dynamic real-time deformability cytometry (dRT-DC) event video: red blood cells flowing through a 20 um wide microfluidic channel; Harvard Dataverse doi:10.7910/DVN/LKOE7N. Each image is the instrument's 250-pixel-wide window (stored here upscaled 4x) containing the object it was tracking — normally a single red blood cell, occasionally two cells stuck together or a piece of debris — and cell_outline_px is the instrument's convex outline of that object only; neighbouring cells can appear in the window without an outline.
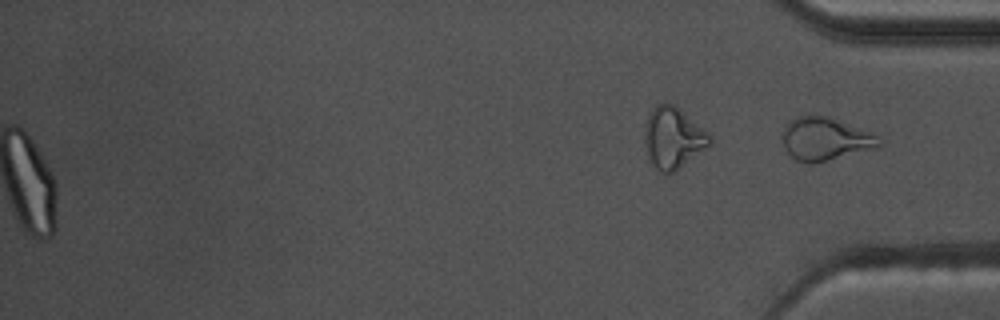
{"species": "common noctule bat (a hibernating species)", "species_latin": "Nyctalus noctula", "temperature_condition": "warm", "stored_images_in_passage": 46, "segment_of_instrument_passage": [2, 2], "camera_frame_rate_fps": 3000, "um_per_image_px": 0.085, "animal": {"sex": "male", "body_mass_g": 17.5, "forearm_length_mm": 52.3}, "frame": {"image": 1, "passage_image": 46, "time_ms": 15.0, "image_size_px": [1000, 320], "cell_outline_px": [[880, 148], [812, 164], [796, 160], [788, 152], [784, 144], [784, 128], [796, 116], [816, 112], [832, 116], [872, 132], [880, 136]], "centroid_in_image_um": [70.22, 11.77], "position_along_channel_um": 365.0, "area_um2": 24.85}}